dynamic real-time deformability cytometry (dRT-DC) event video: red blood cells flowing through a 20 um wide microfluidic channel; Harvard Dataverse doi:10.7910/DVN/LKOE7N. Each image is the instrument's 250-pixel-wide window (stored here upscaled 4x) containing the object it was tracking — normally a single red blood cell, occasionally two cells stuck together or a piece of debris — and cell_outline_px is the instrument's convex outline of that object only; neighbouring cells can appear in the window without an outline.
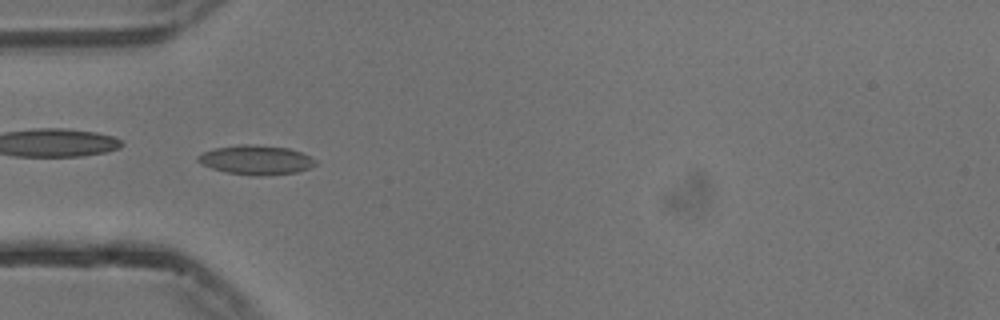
{"species": "common noctule bat (a hibernating species)", "species_latin": "Nyctalus noctula", "temperature_condition": "cold", "stored_images_in_passage": 54, "camera_frame_rate_fps": 3000, "um_per_image_px": 0.085, "animal": {"sex": "male", "body_mass_g": 13.3}, "frame": {"image": 1, "passage_image": 16, "time_ms": 5.0, "image_size_px": [1000, 320], "cell_outline_px": [[316, 164], [308, 168], [296, 172], [252, 176], [228, 172], [212, 168], [200, 164], [196, 160], [196, 156], [212, 148], [240, 144], [248, 144], [288, 148], [300, 152], [316, 160]], "centroid_in_image_um": [21.7, 13.58], "position_along_channel_um": 63.3, "area_um2": 19.88}}
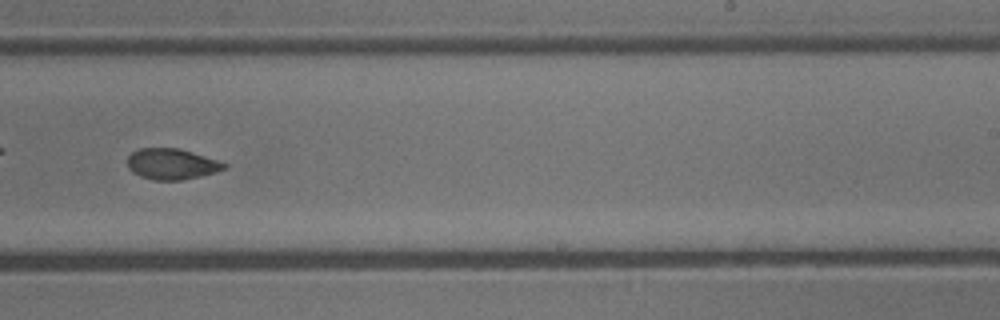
{"frame": {"image": 2, "passage_image": 33, "time_ms": 10.667, "image_size_px": [1000, 320], "cell_outline_px": [[228, 168], [216, 172], [200, 176], [180, 180], [152, 180], [140, 176], [132, 172], [128, 168], [128, 156], [132, 152], [140, 148], [180, 148], [228, 164]], "centroid_in_image_um": [14.59, 13.94], "position_along_channel_um": 274.4, "area_um2": 17.4}}
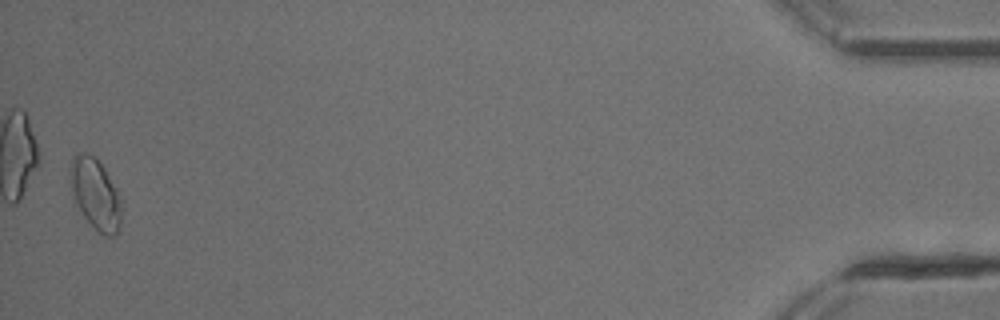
{"frame": {"image": 3, "passage_image": 53, "time_ms": 17.333, "image_size_px": [1000, 320], "cell_outline_px": [[120, 232], [116, 236], [104, 236], [84, 216], [76, 204], [72, 196], [72, 160], [76, 152], [84, 152], [92, 156], [104, 168], [116, 188], [120, 196]], "centroid_in_image_um": [8.14, 16.53], "position_along_channel_um": 427.1, "area_um2": 20.58}, "authors_computed_cell_mechanics": {"area_um2": 18.2359, "velocity_mm_per_s": 3.7449, "shape_relaxation_time_tau1_ms": null, "shape_relaxation_time_tau2_ms": 2.0448, "deformation_change_tau1": null, "deformation_change_tau2": 0.0604}}